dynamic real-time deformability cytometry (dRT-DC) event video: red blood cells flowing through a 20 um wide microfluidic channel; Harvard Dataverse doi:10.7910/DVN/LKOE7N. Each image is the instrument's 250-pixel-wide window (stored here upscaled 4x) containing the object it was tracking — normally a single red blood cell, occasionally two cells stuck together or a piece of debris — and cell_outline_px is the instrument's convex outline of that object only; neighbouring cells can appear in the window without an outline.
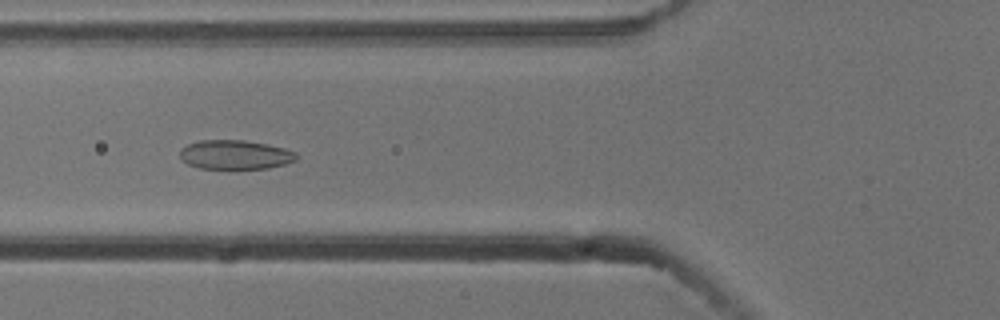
{"species": "common noctule bat (a hibernating species)", "species_latin": "Nyctalus noctula", "temperature_condition": "cold", "stored_images_in_passage": 55, "camera_frame_rate_fps": 3000, "um_per_image_px": 0.085, "animal": {"sex": "male", "body_mass_g": 13.3}, "frame": {"image": 1, "passage_image": 21, "time_ms": 6.667, "image_size_px": [1000, 320], "cell_outline_px": [[296, 160], [284, 164], [268, 168], [200, 168], [188, 164], [180, 160], [180, 148], [188, 144], [200, 140], [244, 140], [268, 144], [284, 148], [296, 152]], "centroid_in_image_um": [19.96, 13.14], "position_along_channel_um": 105.8, "area_um2": 19.77}}
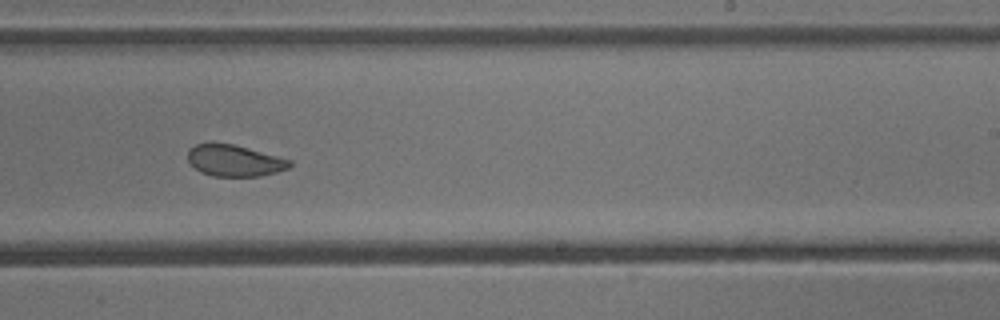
{"frame": {"image": 2, "passage_image": 34, "time_ms": 11.0, "image_size_px": [1000, 320], "cell_outline_px": [[292, 164], [288, 168], [276, 172], [260, 176], [212, 176], [200, 172], [188, 160], [188, 148], [196, 144], [232, 144], [248, 148], [292, 160]], "centroid_in_image_um": [19.93, 13.66], "position_along_channel_um": 269.1, "area_um2": 18.44}}
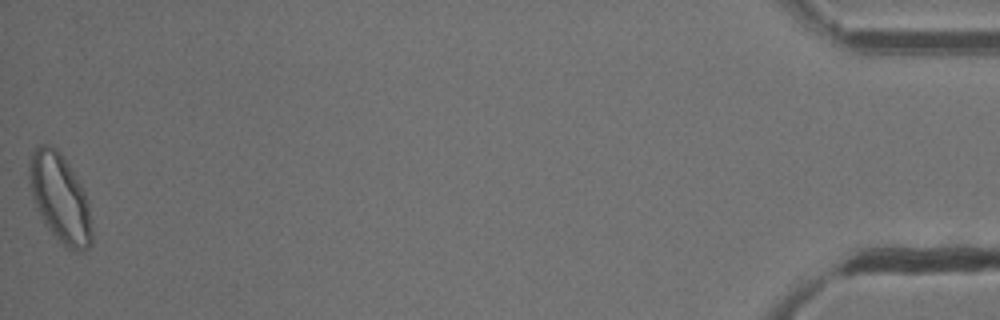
{"frame": {"image": 3, "passage_image": 55, "time_ms": 18.0, "image_size_px": [1000, 320], "cell_outline_px": [[92, 244], [84, 252], [80, 252], [64, 248], [48, 228], [36, 208], [32, 200], [28, 184], [28, 160], [32, 152], [40, 144], [48, 144], [56, 148], [60, 152], [68, 164], [80, 184], [88, 200], [92, 228]], "centroid_in_image_um": [5.08, 16.86], "position_along_channel_um": 430.1, "area_um2": 32.71}, "authors_computed_cell_mechanics": {"area_um2": 22.3108, "velocity_mm_per_s": 3.7781, "shape_relaxation_time_tau1_ms": 3.9796, "shape_relaxation_time_tau2_ms": 1.6349, "deformation_change_tau1": 0.0978, "deformation_change_tau2": 0.0579}}